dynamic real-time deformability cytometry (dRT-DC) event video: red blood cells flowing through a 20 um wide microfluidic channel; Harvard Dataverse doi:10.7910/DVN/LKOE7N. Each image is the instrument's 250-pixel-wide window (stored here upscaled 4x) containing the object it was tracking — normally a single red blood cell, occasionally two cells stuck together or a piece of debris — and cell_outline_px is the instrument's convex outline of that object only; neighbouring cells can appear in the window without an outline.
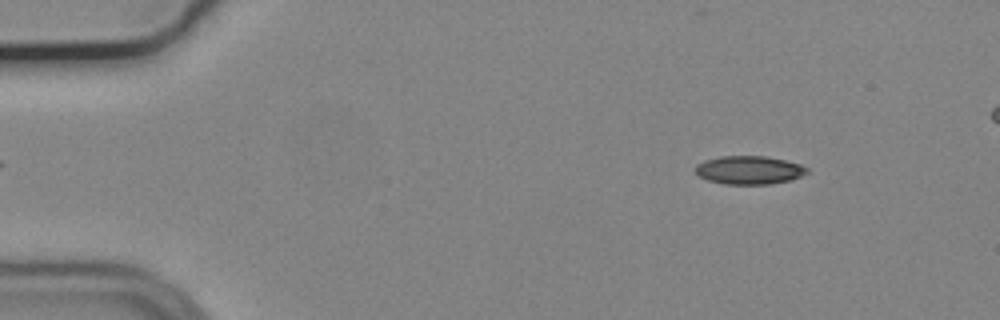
{"species": "common noctule bat (a hibernating species)", "species_latin": "Nyctalus noctula", "temperature_condition": "cold", "stored_images_in_passage": 54, "camera_frame_rate_fps": 3000, "um_per_image_px": 0.085, "animal": {"sex": "male", "body_mass_g": 19.2, "forearm_length_mm": 51.8}, "frame": {"image": 1, "passage_image": 7, "time_ms": 2.0, "image_size_px": [1000, 320], "cell_outline_px": [[808, 172], [792, 180], [768, 184], [724, 184], [708, 180], [700, 176], [696, 172], [696, 164], [704, 160], [720, 156], [764, 156], [784, 160], [800, 164], [808, 168]], "centroid_in_image_um": [63.67, 14.45], "position_along_channel_um": 21.3, "area_um2": 18.38}}
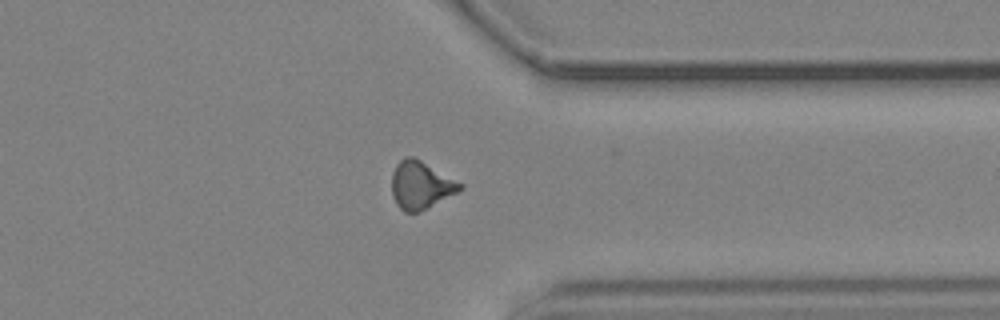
{"frame": {"image": 2, "passage_image": 43, "time_ms": 14.0, "image_size_px": [1000, 320], "cell_outline_px": [[464, 188], [428, 208], [416, 212], [404, 212], [396, 204], [392, 196], [392, 172], [396, 164], [404, 156], [412, 156], [420, 160], [464, 184]], "centroid_in_image_um": [35.75, 15.73], "position_along_channel_um": 375.7, "area_um2": 18.96}}
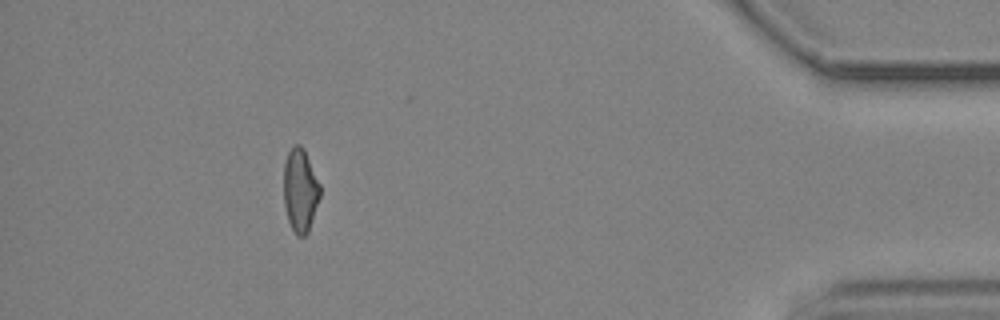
{"frame": {"image": 3, "passage_image": 50, "time_ms": 16.333, "image_size_px": [1000, 320], "cell_outline_px": [[320, 196], [308, 232], [304, 236], [296, 236], [288, 220], [284, 204], [284, 164], [288, 152], [292, 144], [300, 144], [304, 148], [320, 184]], "centroid_in_image_um": [25.51, 16.15], "position_along_channel_um": 409.7, "area_um2": 17.69}}